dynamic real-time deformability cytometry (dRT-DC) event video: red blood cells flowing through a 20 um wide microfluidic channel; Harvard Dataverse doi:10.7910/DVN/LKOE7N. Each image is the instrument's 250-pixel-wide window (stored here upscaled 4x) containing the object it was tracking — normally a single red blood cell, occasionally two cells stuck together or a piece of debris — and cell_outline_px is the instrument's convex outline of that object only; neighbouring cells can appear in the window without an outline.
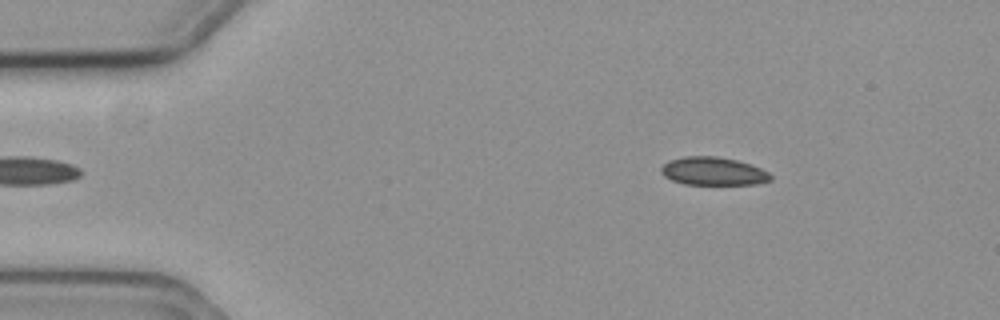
{"species": "common noctule bat (a hibernating species)", "species_latin": "Nyctalus noctula", "temperature_condition": "cold", "stored_images_in_passage": 4, "camera_frame_rate_fps": 3000, "um_per_image_px": 0.085, "animal": {"sex": "female", "body_mass_g": 19.3, "forearm_length_mm": 54.1}, "frame": {"image": 1, "passage_image": 1, "time_ms": 0.0, "image_size_px": [1000, 320], "cell_outline_px": [[772, 180], [756, 184], [684, 184], [672, 180], [664, 176], [660, 172], [660, 168], [668, 160], [684, 156], [716, 156], [736, 160], [760, 168], [768, 172], [772, 176]], "centroid_in_image_um": [60.59, 14.55], "position_along_channel_um": 24.4, "area_um2": 17.92}}
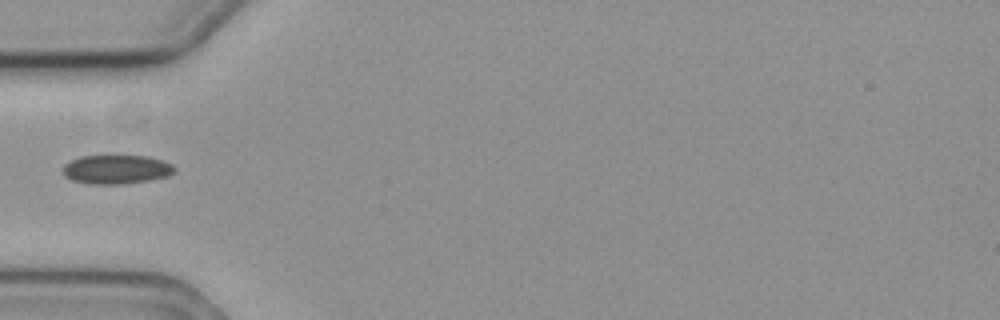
{"frame": {"image": 2, "passage_image": 4, "time_ms": 1.0, "image_size_px": [1000, 320], "cell_outline_px": [[176, 172], [168, 176], [148, 180], [120, 184], [88, 184], [72, 180], [64, 176], [64, 164], [80, 156], [148, 156], [172, 164], [176, 168]], "centroid_in_image_um": [9.9, 14.4], "position_along_channel_um": 75.1, "area_um2": 18.79}}